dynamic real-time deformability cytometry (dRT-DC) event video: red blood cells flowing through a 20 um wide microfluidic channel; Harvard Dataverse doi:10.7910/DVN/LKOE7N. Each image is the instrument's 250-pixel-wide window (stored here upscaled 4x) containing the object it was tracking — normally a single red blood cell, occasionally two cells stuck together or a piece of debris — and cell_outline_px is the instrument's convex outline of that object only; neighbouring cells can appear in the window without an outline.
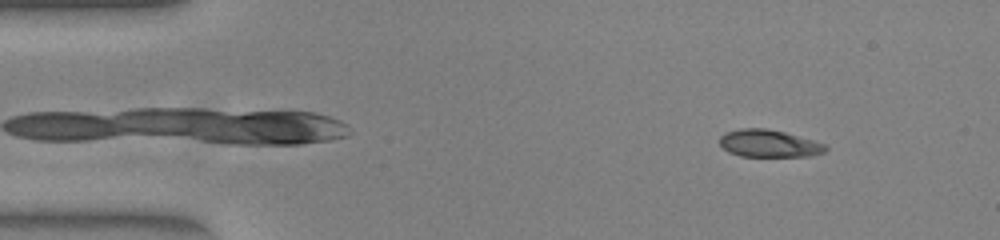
{"species": "common noctule bat (a hibernating species)", "species_latin": "Nyctalus noctula", "temperature_condition": "warm", "stored_images_in_passage": 51, "camera_frame_rate_fps": 3000, "um_per_image_px": 0.085, "animal": {"sex": "female", "body_mass_g": 23.0, "forearm_length_mm": 53.4}, "frame": {"image": 1, "passage_image": 5, "time_ms": 1.333, "image_size_px": [1000, 240], "cell_outline_px": [[828, 148], [824, 152], [812, 156], [740, 156], [728, 152], [720, 144], [720, 136], [724, 132], [740, 128], [768, 128], [784, 132], [812, 140], [824, 144]], "centroid_in_image_um": [65.33, 12.19], "position_along_channel_um": 19.7, "area_um2": 16.88}}
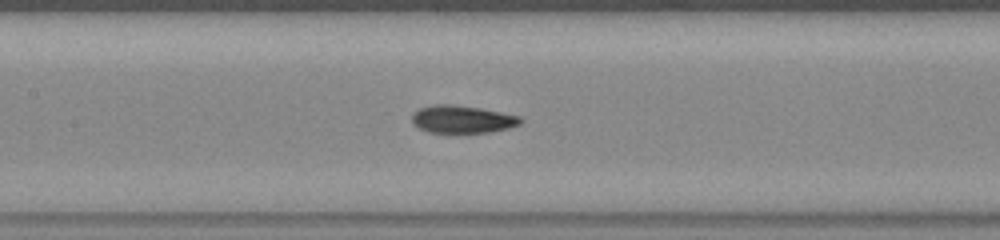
{"frame": {"image": 2, "passage_image": 23, "time_ms": 7.333, "image_size_px": [1000, 240], "cell_outline_px": [[524, 120], [520, 124], [508, 128], [488, 132], [428, 132], [412, 124], [412, 116], [420, 108], [436, 104], [452, 104], [480, 108], [520, 116]], "centroid_in_image_um": [39.31, 10.13], "position_along_channel_um": 168.1, "area_um2": 17.28}}
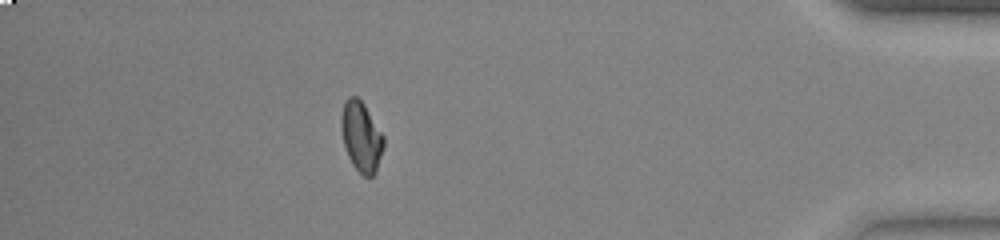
{"frame": {"image": 3, "passage_image": 45, "time_ms": 14.667, "image_size_px": [1000, 240], "cell_outline_px": [[384, 148], [376, 172], [372, 176], [364, 176], [352, 164], [348, 156], [344, 144], [340, 128], [340, 116], [344, 100], [348, 96], [356, 96], [364, 104], [384, 136]], "centroid_in_image_um": [30.7, 11.59], "position_along_channel_um": 404.5, "area_um2": 17.46}, "authors_computed_cell_mechanics": {"area_um2": 17.2822, "velocity_mm_per_s": 3.9187, "shape_relaxation_time_tau1_ms": 5.2183, "shape_relaxation_time_tau2_ms": 1.2622, "deformation_change_tau1": 0.1771, "deformation_change_tau2": 0.0495}}